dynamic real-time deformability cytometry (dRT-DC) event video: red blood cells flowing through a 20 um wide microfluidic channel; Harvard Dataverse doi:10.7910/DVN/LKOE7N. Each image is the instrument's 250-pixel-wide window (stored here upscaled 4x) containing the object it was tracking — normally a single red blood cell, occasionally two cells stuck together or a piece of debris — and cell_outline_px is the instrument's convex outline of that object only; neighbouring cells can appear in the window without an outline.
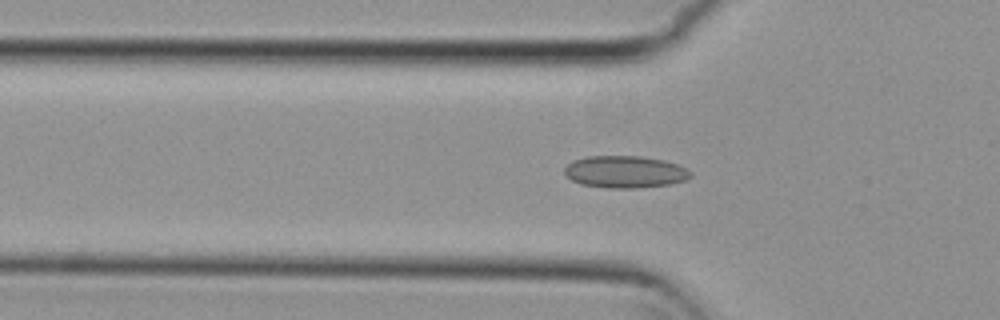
{"species": "common noctule bat (a hibernating species)", "species_latin": "Nyctalus noctula", "temperature_condition": "cold", "stored_images_in_passage": 38, "camera_frame_rate_fps": 3000, "um_per_image_px": 0.085, "animal": {"sex": "female", "body_mass_g": 29.2, "forearm_length_mm": 56.3}, "frame": {"image": 1, "passage_image": 9, "time_ms": 2.667, "image_size_px": [1000, 320], "cell_outline_px": [[692, 176], [684, 180], [668, 184], [640, 188], [608, 188], [580, 184], [572, 180], [564, 172], [564, 168], [572, 160], [588, 156], [640, 156], [664, 160], [688, 168], [692, 172]], "centroid_in_image_um": [53.13, 14.6], "position_along_channel_um": 72.7, "area_um2": 23.64}}
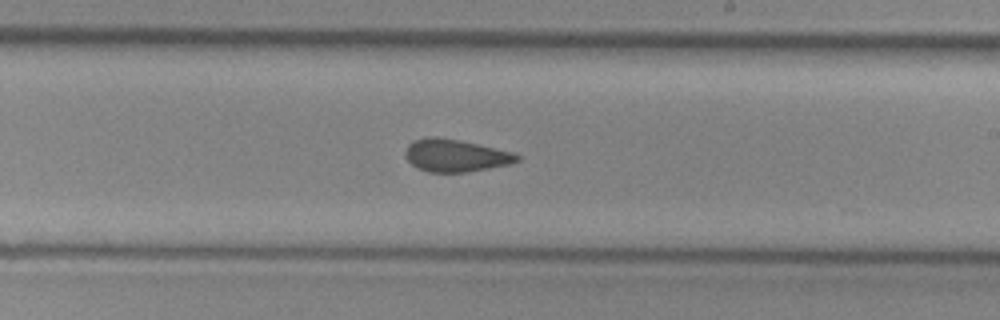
{"frame": {"image": 2, "passage_image": 23, "time_ms": 7.333, "image_size_px": [1000, 320], "cell_outline_px": [[520, 160], [508, 164], [468, 172], [428, 172], [416, 168], [408, 160], [404, 152], [408, 144], [412, 140], [432, 136], [436, 136], [460, 140], [512, 152], [520, 156]], "centroid_in_image_um": [38.67, 13.21], "position_along_channel_um": 250.3, "area_um2": 21.1}}
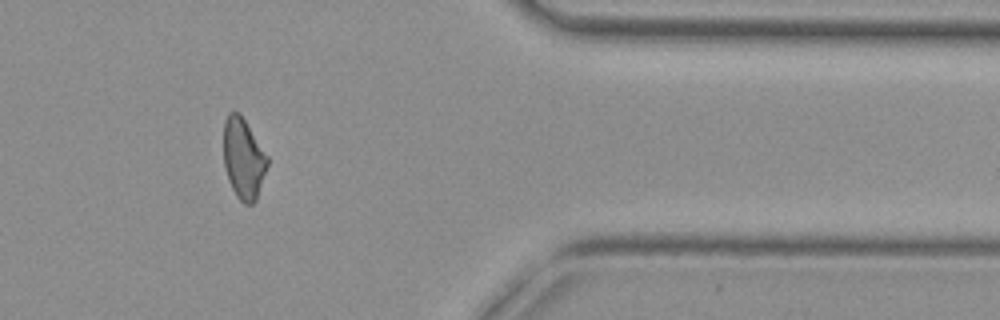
{"frame": {"image": 3, "passage_image": 36, "time_ms": 11.667, "image_size_px": [1000, 320], "cell_outline_px": [[268, 164], [256, 200], [252, 204], [244, 204], [236, 196], [228, 180], [224, 168], [224, 120], [228, 112], [240, 112], [268, 156]], "centroid_in_image_um": [20.68, 13.47], "position_along_channel_um": 390.7, "area_um2": 20.69}, "authors_computed_cell_mechanics": {"area_um2": 21.5594, "velocity_mm_per_s": 3.795, "shape_relaxation_time_tau1_ms": null, "shape_relaxation_time_tau2_ms": 1.889, "deformation_change_tau1": null, "deformation_change_tau2": 0.0819}}